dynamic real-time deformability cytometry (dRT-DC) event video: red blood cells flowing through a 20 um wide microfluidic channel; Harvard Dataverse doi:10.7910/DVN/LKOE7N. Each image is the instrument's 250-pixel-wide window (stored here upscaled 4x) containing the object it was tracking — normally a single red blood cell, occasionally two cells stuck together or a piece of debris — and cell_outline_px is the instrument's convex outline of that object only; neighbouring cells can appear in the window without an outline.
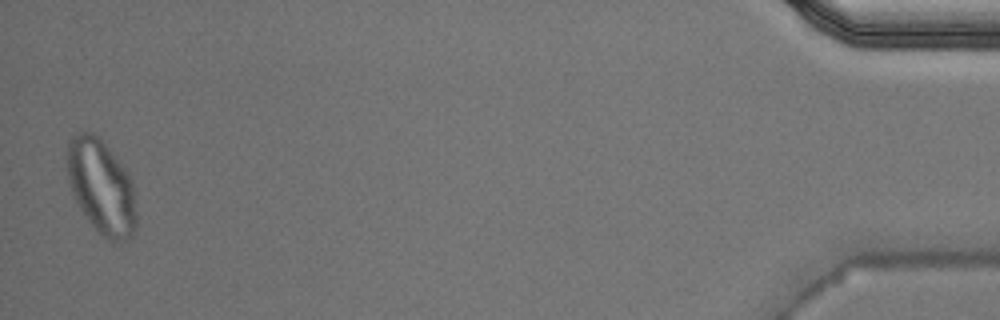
{"species": "Egyptian fruit bat (a non-hibernating species)", "species_latin": "Rousettus aegyptiacus", "temperature_condition": "warm", "stored_images_in_passage": 40, "segment_of_instrument_passage": [2, 2], "camera_frame_rate_fps": 3000, "um_per_image_px": 0.085, "animal": {"sex": "male"}, "frame": {"image": 1, "passage_image": 40, "time_ms": 13.0, "image_size_px": [1000, 320], "cell_outline_px": [[136, 224], [132, 236], [124, 240], [112, 244], [92, 224], [80, 208], [72, 192], [68, 176], [68, 140], [72, 136], [80, 132], [92, 132], [108, 148], [124, 168], [132, 180], [136, 212]], "centroid_in_image_um": [8.63, 15.91], "position_along_channel_um": 426.6, "area_um2": 37.45}}